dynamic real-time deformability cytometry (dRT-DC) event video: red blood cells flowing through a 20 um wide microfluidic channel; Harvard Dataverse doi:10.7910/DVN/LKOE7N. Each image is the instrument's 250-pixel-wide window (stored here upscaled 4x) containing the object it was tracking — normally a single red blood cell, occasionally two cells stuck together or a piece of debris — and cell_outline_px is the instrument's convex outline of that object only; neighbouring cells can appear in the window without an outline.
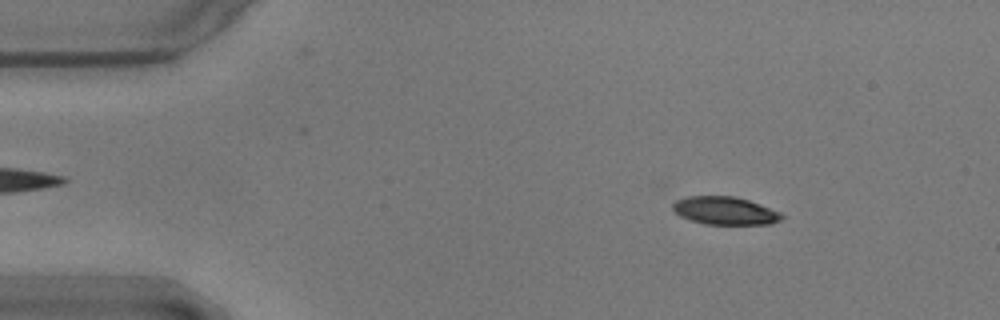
{"species": "common noctule bat (a hibernating species)", "species_latin": "Nyctalus noctula", "temperature_condition": "warm", "stored_images_in_passage": 56, "camera_frame_rate_fps": 3000, "um_per_image_px": 0.085, "animal": {"sex": "male", "body_mass_g": 17.9}, "frame": {"image": 1, "passage_image": 7, "time_ms": 2.0, "image_size_px": [1000, 320], "cell_outline_px": [[784, 216], [780, 220], [772, 224], [704, 224], [680, 216], [672, 208], [672, 204], [676, 200], [688, 196], [736, 196], [760, 204], [780, 212]], "centroid_in_image_um": [61.63, 17.9], "position_along_channel_um": 23.4, "area_um2": 17.69}}
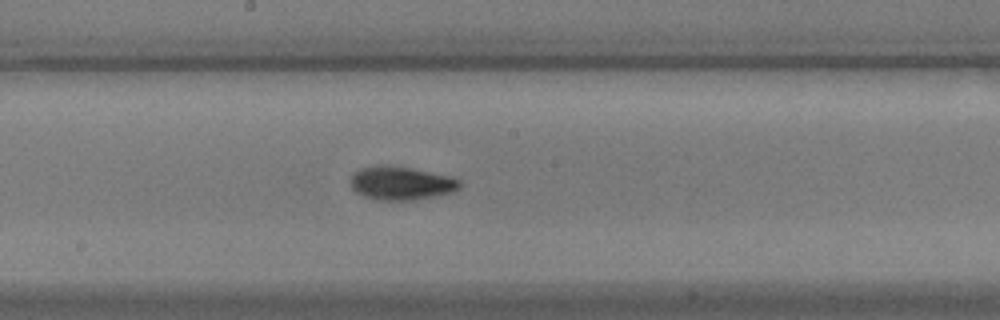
{"frame": {"image": 2, "passage_image": 29, "time_ms": 9.333, "image_size_px": [1000, 320], "cell_outline_px": [[460, 188], [452, 192], [412, 200], [376, 200], [364, 196], [356, 192], [352, 188], [352, 176], [360, 168], [376, 164], [392, 164], [412, 168], [448, 176], [460, 180]], "centroid_in_image_um": [34.07, 15.55], "position_along_channel_um": 214.1, "area_um2": 21.27}}
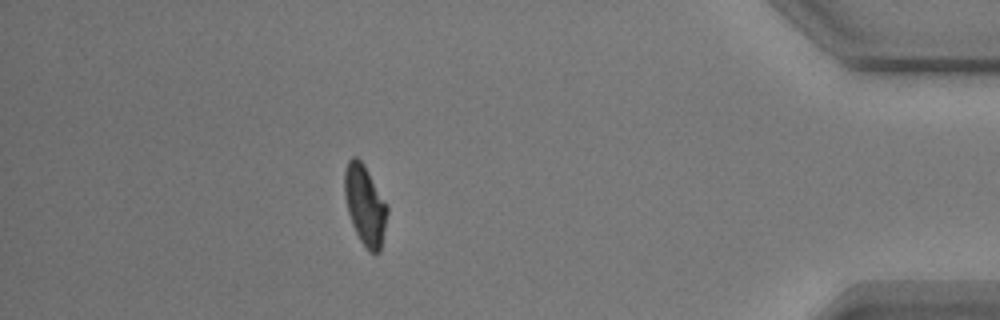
{"frame": {"image": 3, "passage_image": 49, "time_ms": 16.0, "image_size_px": [1000, 320], "cell_outline_px": [[388, 212], [380, 252], [368, 252], [360, 240], [352, 224], [348, 212], [344, 196], [344, 172], [348, 160], [352, 156], [356, 156], [364, 164], [388, 208]], "centroid_in_image_um": [31.0, 17.43], "position_along_channel_um": 404.2, "area_um2": 19.71}, "authors_computed_cell_mechanics": {"area_um2": 19.5075, "velocity_mm_per_s": 3.5627, "shape_relaxation_time_tau1_ms": 3.1534, "shape_relaxation_time_tau2_ms": 2.5225, "deformation_change_tau1": 0.153, "deformation_change_tau2": 0.0776}}